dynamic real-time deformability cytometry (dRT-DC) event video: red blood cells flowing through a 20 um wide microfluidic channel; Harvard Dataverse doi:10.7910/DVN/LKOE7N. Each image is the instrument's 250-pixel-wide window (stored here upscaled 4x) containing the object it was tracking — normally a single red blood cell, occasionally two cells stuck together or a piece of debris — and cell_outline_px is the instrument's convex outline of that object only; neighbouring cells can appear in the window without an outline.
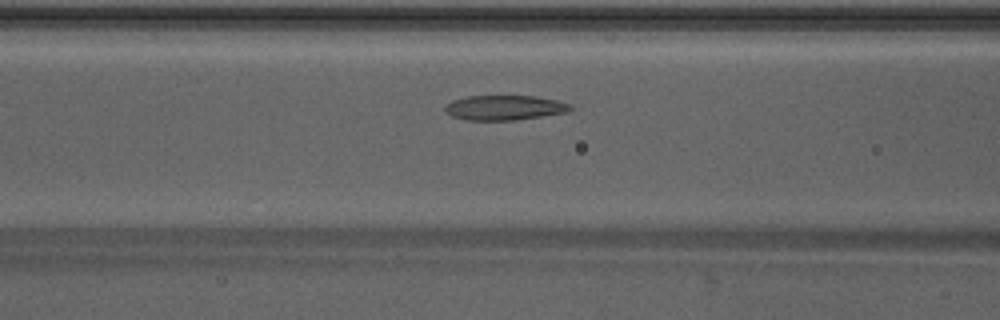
{"species": "Egyptian fruit bat (a non-hibernating species)", "species_latin": "Rousettus aegyptiacus", "temperature_condition": "warm", "stored_images_in_passage": 38, "camera_frame_rate_fps": 3000, "um_per_image_px": 0.085, "animal": {"sex": "male"}, "frame": {"image": 1, "passage_image": 10, "time_ms": 3.0, "image_size_px": [1000, 320], "cell_outline_px": [[572, 108], [568, 112], [544, 116], [516, 120], [468, 120], [452, 116], [444, 112], [444, 104], [452, 100], [468, 96], [536, 96], [556, 100], [568, 104]], "centroid_in_image_um": [42.84, 9.15], "position_along_channel_um": 123.8, "area_um2": 18.21}}
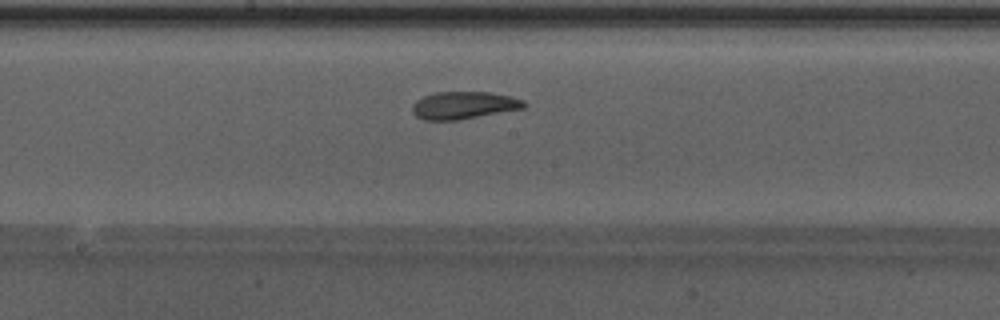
{"frame": {"image": 2, "passage_image": 16, "time_ms": 5.0, "image_size_px": [1000, 320], "cell_outline_px": [[528, 104], [524, 108], [460, 120], [424, 120], [416, 116], [412, 112], [412, 104], [416, 100], [424, 96], [436, 92], [488, 92], [508, 96], [524, 100]], "centroid_in_image_um": [39.41, 8.96], "position_along_channel_um": 208.8, "area_um2": 17.92}}
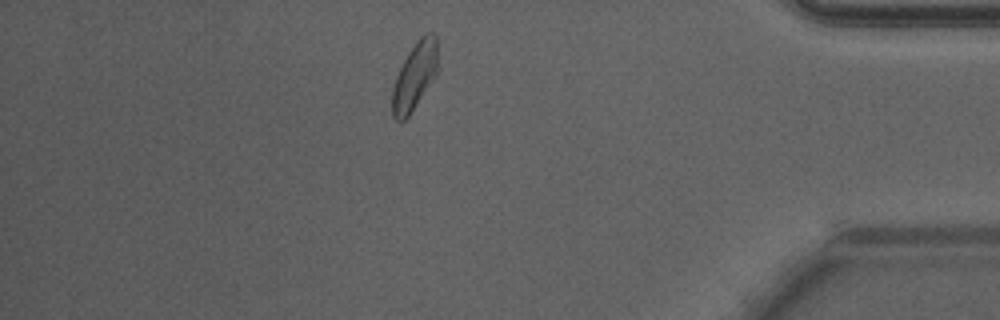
{"frame": {"image": 3, "passage_image": 32, "time_ms": 10.333, "image_size_px": [1000, 320], "cell_outline_px": [[436, 76], [408, 116], [400, 124], [392, 116], [392, 88], [396, 76], [408, 52], [416, 40], [424, 32], [432, 32], [436, 36]], "centroid_in_image_um": [35.22, 6.47], "position_along_channel_um": 400.0, "area_um2": 17.8}, "authors_computed_cell_mechanics": {"area_um2": 18.2937, "velocity_mm_per_s": 4.2646, "shape_relaxation_time_tau1_ms": 5.4974, "shape_relaxation_time_tau2_ms": 5.1413, "deformation_change_tau1": 0.1678, "deformation_change_tau2": 0.1465}}